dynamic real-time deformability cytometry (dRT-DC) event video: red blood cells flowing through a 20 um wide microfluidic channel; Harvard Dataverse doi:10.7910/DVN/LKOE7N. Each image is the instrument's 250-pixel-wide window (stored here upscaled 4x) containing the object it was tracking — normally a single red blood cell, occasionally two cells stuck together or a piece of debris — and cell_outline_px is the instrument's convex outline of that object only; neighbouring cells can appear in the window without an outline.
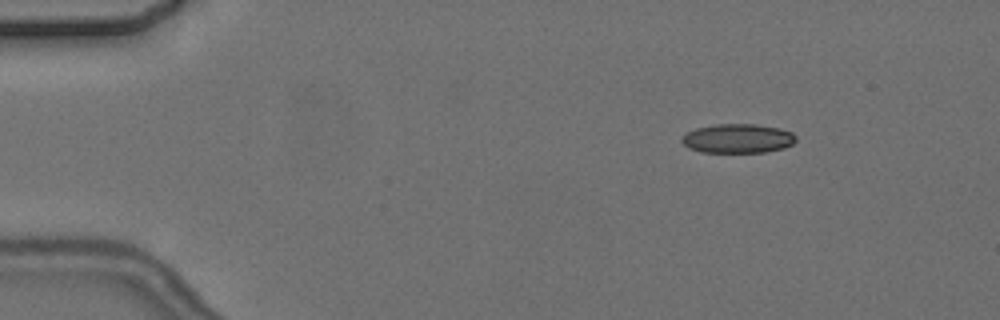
{"species": "common noctule bat (a hibernating species)", "species_latin": "Nyctalus noctula", "temperature_condition": "cold", "stored_images_in_passage": 5, "camera_frame_rate_fps": 3000, "um_per_image_px": 0.085, "animal": {"sex": "female", "body_mass_g": 24.6, "forearm_length_mm": 56.2}, "frame": {"image": 1, "passage_image": 3, "time_ms": 2.333, "image_size_px": [1000, 320], "cell_outline_px": [[796, 140], [792, 144], [784, 148], [768, 152], [700, 152], [688, 148], [680, 140], [688, 132], [696, 128], [716, 124], [756, 124], [780, 128], [792, 132], [796, 136]], "centroid_in_image_um": [62.73, 11.77], "position_along_channel_um": 22.3, "area_um2": 19.48}}